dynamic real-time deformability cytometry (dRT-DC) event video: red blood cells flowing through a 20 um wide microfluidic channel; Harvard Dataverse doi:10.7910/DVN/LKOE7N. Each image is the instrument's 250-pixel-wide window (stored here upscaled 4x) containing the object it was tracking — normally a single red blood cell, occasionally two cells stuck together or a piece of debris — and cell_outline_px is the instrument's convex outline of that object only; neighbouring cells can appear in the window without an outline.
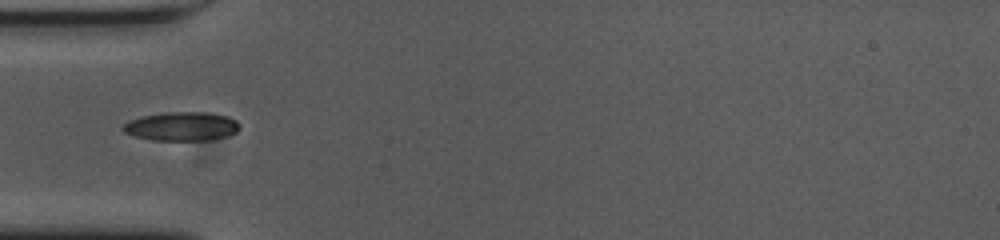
{"species": "common noctule bat (a hibernating species)", "species_latin": "Nyctalus noctula", "temperature_condition": "cold", "stored_images_in_passage": 39, "camera_frame_rate_fps": 3000, "um_per_image_px": 0.085, "animal": {"sex": "female", "body_mass_g": 23.0, "forearm_length_mm": 53.4}, "frame": {"image": 1, "passage_image": 1, "time_ms": 0.0, "image_size_px": [1000, 240], "cell_outline_px": [[240, 128], [236, 132], [228, 136], [204, 140], [152, 140], [136, 136], [124, 132], [120, 128], [128, 120], [140, 116], [164, 112], [204, 112], [228, 116], [236, 120], [240, 124]], "centroid_in_image_um": [15.42, 10.73], "position_along_channel_um": 69.6, "area_um2": 19.71}}
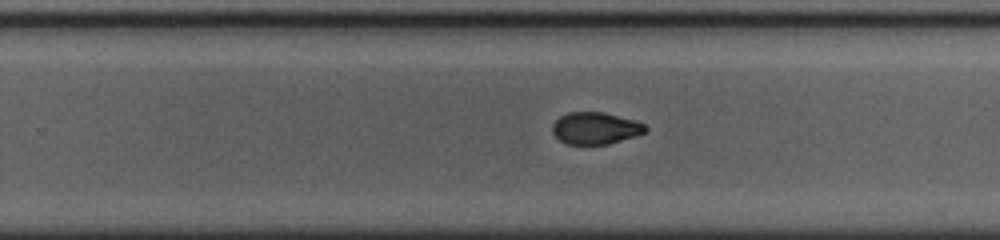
{"frame": {"image": 2, "passage_image": 18, "time_ms": 5.667, "image_size_px": [1000, 240], "cell_outline_px": [[648, 128], [644, 132], [636, 136], [608, 144], [568, 144], [560, 140], [552, 132], [552, 124], [560, 116], [568, 112], [604, 112], [632, 120], [644, 124]], "centroid_in_image_um": [50.58, 10.9], "position_along_channel_um": 279.2, "area_um2": 17.17}}
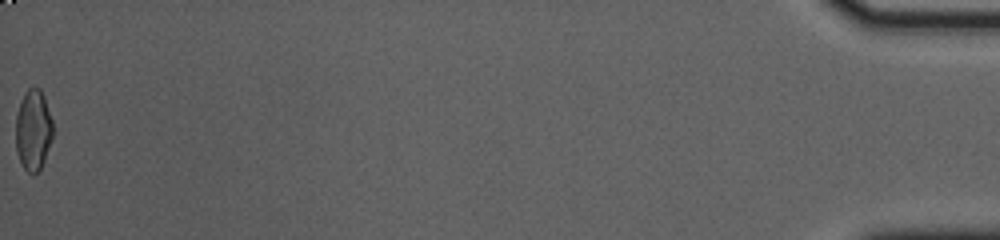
{"frame": {"image": 3, "passage_image": 39, "time_ms": 12.667, "image_size_px": [1000, 240], "cell_outline_px": [[52, 136], [44, 160], [40, 168], [36, 172], [28, 172], [24, 168], [16, 152], [16, 116], [20, 100], [24, 92], [28, 88], [40, 88], [44, 96], [52, 120]], "centroid_in_image_um": [2.81, 11.01], "position_along_channel_um": 432.4, "area_um2": 17.28}, "authors_computed_cell_mechanics": {"area_um2": 18.0336, "velocity_mm_per_s": 3.6921, "shape_relaxation_time_tau1_ms": 6.6094, "shape_relaxation_time_tau2_ms": 3.4956, "deformation_change_tau1": 0.175, "deformation_change_tau2": 0.0594}}